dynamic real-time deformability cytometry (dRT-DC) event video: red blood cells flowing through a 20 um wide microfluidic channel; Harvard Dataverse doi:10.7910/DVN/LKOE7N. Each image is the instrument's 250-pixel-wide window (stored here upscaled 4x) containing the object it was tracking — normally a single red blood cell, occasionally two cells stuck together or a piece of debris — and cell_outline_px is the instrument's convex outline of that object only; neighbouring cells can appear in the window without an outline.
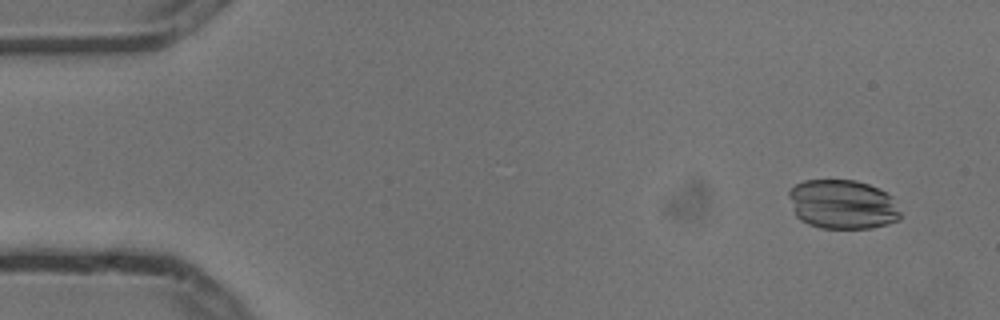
{"species": "common noctule bat (a hibernating species)", "species_latin": "Nyctalus noctula", "temperature_condition": "cold", "stored_images_in_passage": 6, "camera_frame_rate_fps": 3000, "um_per_image_px": 0.085, "animal": {"sex": "male", "body_mass_g": 13.3}, "frame": {"image": 1, "passage_image": 2, "time_ms": 0.333, "image_size_px": [1000, 320], "cell_outline_px": [[900, 220], [888, 224], [872, 228], [820, 228], [808, 224], [800, 220], [796, 216], [792, 208], [788, 196], [788, 192], [796, 184], [804, 180], [856, 180], [868, 184], [892, 196], [900, 212]], "centroid_in_image_um": [71.6, 17.38], "position_along_channel_um": 13.4, "area_um2": 32.19}}